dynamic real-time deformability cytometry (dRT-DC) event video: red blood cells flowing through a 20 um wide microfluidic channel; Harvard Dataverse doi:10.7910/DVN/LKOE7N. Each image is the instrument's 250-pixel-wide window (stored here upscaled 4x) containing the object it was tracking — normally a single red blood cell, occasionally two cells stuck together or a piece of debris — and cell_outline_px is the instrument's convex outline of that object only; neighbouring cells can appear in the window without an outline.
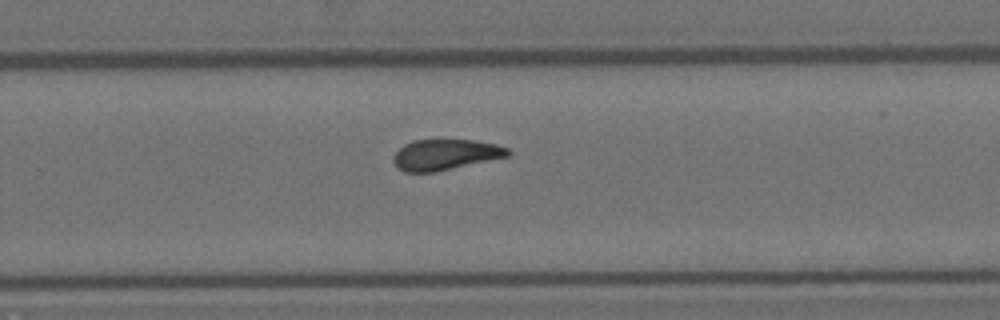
{"species": "Egyptian fruit bat (a non-hibernating species)", "species_latin": "Rousettus aegyptiacus", "temperature_condition": "room temperature", "stored_images_in_passage": 10, "camera_frame_rate_fps": 3000, "um_per_image_px": 0.085, "animal": {"sex": "female"}, "frame": {"image": 1, "passage_image": 10, "time_ms": 3.0, "image_size_px": [1000, 320], "cell_outline_px": [[512, 152], [508, 156], [436, 172], [404, 172], [392, 160], [392, 156], [404, 144], [412, 140], [472, 140], [496, 144], [508, 148]], "centroid_in_image_um": [37.85, 13.14], "position_along_channel_um": 291.9, "area_um2": 20.4}}